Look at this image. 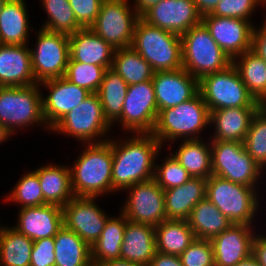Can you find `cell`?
I'll return each instance as SVG.
<instances>
[{"label":"cell","mask_w":266,"mask_h":266,"mask_svg":"<svg viewBox=\"0 0 266 266\" xmlns=\"http://www.w3.org/2000/svg\"><path fill=\"white\" fill-rule=\"evenodd\" d=\"M99 265L100 266H142L140 264L130 262L122 258L107 260Z\"/></svg>","instance_id":"obj_52"},{"label":"cell","mask_w":266,"mask_h":266,"mask_svg":"<svg viewBox=\"0 0 266 266\" xmlns=\"http://www.w3.org/2000/svg\"><path fill=\"white\" fill-rule=\"evenodd\" d=\"M17 218L11 227L33 241L54 237L63 227L62 207L53 204L20 208Z\"/></svg>","instance_id":"obj_21"},{"label":"cell","mask_w":266,"mask_h":266,"mask_svg":"<svg viewBox=\"0 0 266 266\" xmlns=\"http://www.w3.org/2000/svg\"><path fill=\"white\" fill-rule=\"evenodd\" d=\"M41 87L39 84L0 86V124L12 135L37 124L50 130L43 117Z\"/></svg>","instance_id":"obj_6"},{"label":"cell","mask_w":266,"mask_h":266,"mask_svg":"<svg viewBox=\"0 0 266 266\" xmlns=\"http://www.w3.org/2000/svg\"><path fill=\"white\" fill-rule=\"evenodd\" d=\"M112 69L128 85L152 80L155 73L150 64L131 46L115 49Z\"/></svg>","instance_id":"obj_37"},{"label":"cell","mask_w":266,"mask_h":266,"mask_svg":"<svg viewBox=\"0 0 266 266\" xmlns=\"http://www.w3.org/2000/svg\"><path fill=\"white\" fill-rule=\"evenodd\" d=\"M130 136L119 143L114 137L112 140V193L154 178L155 160L162 145L151 133Z\"/></svg>","instance_id":"obj_1"},{"label":"cell","mask_w":266,"mask_h":266,"mask_svg":"<svg viewBox=\"0 0 266 266\" xmlns=\"http://www.w3.org/2000/svg\"><path fill=\"white\" fill-rule=\"evenodd\" d=\"M235 266H259V265L256 259L252 255H250L245 260L238 262Z\"/></svg>","instance_id":"obj_53"},{"label":"cell","mask_w":266,"mask_h":266,"mask_svg":"<svg viewBox=\"0 0 266 266\" xmlns=\"http://www.w3.org/2000/svg\"><path fill=\"white\" fill-rule=\"evenodd\" d=\"M90 266H100V265H96V264H93V263H92Z\"/></svg>","instance_id":"obj_57"},{"label":"cell","mask_w":266,"mask_h":266,"mask_svg":"<svg viewBox=\"0 0 266 266\" xmlns=\"http://www.w3.org/2000/svg\"><path fill=\"white\" fill-rule=\"evenodd\" d=\"M158 106L152 80L128 86L121 117L117 120L128 133H152Z\"/></svg>","instance_id":"obj_13"},{"label":"cell","mask_w":266,"mask_h":266,"mask_svg":"<svg viewBox=\"0 0 266 266\" xmlns=\"http://www.w3.org/2000/svg\"><path fill=\"white\" fill-rule=\"evenodd\" d=\"M131 47L150 64L154 72L182 68L181 36L150 25L141 17L135 25Z\"/></svg>","instance_id":"obj_4"},{"label":"cell","mask_w":266,"mask_h":266,"mask_svg":"<svg viewBox=\"0 0 266 266\" xmlns=\"http://www.w3.org/2000/svg\"><path fill=\"white\" fill-rule=\"evenodd\" d=\"M202 22L209 30L211 37L231 59L251 50L254 23L211 14L202 16Z\"/></svg>","instance_id":"obj_16"},{"label":"cell","mask_w":266,"mask_h":266,"mask_svg":"<svg viewBox=\"0 0 266 266\" xmlns=\"http://www.w3.org/2000/svg\"><path fill=\"white\" fill-rule=\"evenodd\" d=\"M251 51L266 62V31L261 26H254Z\"/></svg>","instance_id":"obj_47"},{"label":"cell","mask_w":266,"mask_h":266,"mask_svg":"<svg viewBox=\"0 0 266 266\" xmlns=\"http://www.w3.org/2000/svg\"><path fill=\"white\" fill-rule=\"evenodd\" d=\"M126 223L127 219L122 213L116 217L110 216L100 237L91 247L93 264L99 265L107 260L120 258Z\"/></svg>","instance_id":"obj_34"},{"label":"cell","mask_w":266,"mask_h":266,"mask_svg":"<svg viewBox=\"0 0 266 266\" xmlns=\"http://www.w3.org/2000/svg\"><path fill=\"white\" fill-rule=\"evenodd\" d=\"M156 252L155 227L127 220L120 258L149 266Z\"/></svg>","instance_id":"obj_24"},{"label":"cell","mask_w":266,"mask_h":266,"mask_svg":"<svg viewBox=\"0 0 266 266\" xmlns=\"http://www.w3.org/2000/svg\"><path fill=\"white\" fill-rule=\"evenodd\" d=\"M70 59L85 64L112 68L115 48L90 28H82L69 35Z\"/></svg>","instance_id":"obj_23"},{"label":"cell","mask_w":266,"mask_h":266,"mask_svg":"<svg viewBox=\"0 0 266 266\" xmlns=\"http://www.w3.org/2000/svg\"><path fill=\"white\" fill-rule=\"evenodd\" d=\"M95 202L96 197H74L62 207L63 226L74 231L90 247L110 218Z\"/></svg>","instance_id":"obj_15"},{"label":"cell","mask_w":266,"mask_h":266,"mask_svg":"<svg viewBox=\"0 0 266 266\" xmlns=\"http://www.w3.org/2000/svg\"><path fill=\"white\" fill-rule=\"evenodd\" d=\"M232 65L249 93L261 105H266V62L249 50L234 57Z\"/></svg>","instance_id":"obj_31"},{"label":"cell","mask_w":266,"mask_h":266,"mask_svg":"<svg viewBox=\"0 0 266 266\" xmlns=\"http://www.w3.org/2000/svg\"><path fill=\"white\" fill-rule=\"evenodd\" d=\"M106 69L103 66L69 61L64 77L72 84L97 93Z\"/></svg>","instance_id":"obj_41"},{"label":"cell","mask_w":266,"mask_h":266,"mask_svg":"<svg viewBox=\"0 0 266 266\" xmlns=\"http://www.w3.org/2000/svg\"><path fill=\"white\" fill-rule=\"evenodd\" d=\"M256 188L212 175L207 179L206 198L233 224L252 226L260 202Z\"/></svg>","instance_id":"obj_7"},{"label":"cell","mask_w":266,"mask_h":266,"mask_svg":"<svg viewBox=\"0 0 266 266\" xmlns=\"http://www.w3.org/2000/svg\"><path fill=\"white\" fill-rule=\"evenodd\" d=\"M199 92L209 110L224 108H259L261 104L249 93L233 65L199 80Z\"/></svg>","instance_id":"obj_9"},{"label":"cell","mask_w":266,"mask_h":266,"mask_svg":"<svg viewBox=\"0 0 266 266\" xmlns=\"http://www.w3.org/2000/svg\"><path fill=\"white\" fill-rule=\"evenodd\" d=\"M152 83L158 112L186 102L199 92V81L183 68L155 72Z\"/></svg>","instance_id":"obj_19"},{"label":"cell","mask_w":266,"mask_h":266,"mask_svg":"<svg viewBox=\"0 0 266 266\" xmlns=\"http://www.w3.org/2000/svg\"><path fill=\"white\" fill-rule=\"evenodd\" d=\"M161 0H134V10L141 17L147 10H149L152 6L159 3Z\"/></svg>","instance_id":"obj_51"},{"label":"cell","mask_w":266,"mask_h":266,"mask_svg":"<svg viewBox=\"0 0 266 266\" xmlns=\"http://www.w3.org/2000/svg\"><path fill=\"white\" fill-rule=\"evenodd\" d=\"M149 266H183L180 256L156 252Z\"/></svg>","instance_id":"obj_49"},{"label":"cell","mask_w":266,"mask_h":266,"mask_svg":"<svg viewBox=\"0 0 266 266\" xmlns=\"http://www.w3.org/2000/svg\"><path fill=\"white\" fill-rule=\"evenodd\" d=\"M129 191L121 213L127 220L156 227L166 218L164 190L154 179L136 183Z\"/></svg>","instance_id":"obj_14"},{"label":"cell","mask_w":266,"mask_h":266,"mask_svg":"<svg viewBox=\"0 0 266 266\" xmlns=\"http://www.w3.org/2000/svg\"><path fill=\"white\" fill-rule=\"evenodd\" d=\"M129 0H104L95 22L89 27L113 48L130 47L140 18Z\"/></svg>","instance_id":"obj_12"},{"label":"cell","mask_w":266,"mask_h":266,"mask_svg":"<svg viewBox=\"0 0 266 266\" xmlns=\"http://www.w3.org/2000/svg\"><path fill=\"white\" fill-rule=\"evenodd\" d=\"M176 152L171 153L192 178H210L211 143L204 140H183Z\"/></svg>","instance_id":"obj_29"},{"label":"cell","mask_w":266,"mask_h":266,"mask_svg":"<svg viewBox=\"0 0 266 266\" xmlns=\"http://www.w3.org/2000/svg\"><path fill=\"white\" fill-rule=\"evenodd\" d=\"M263 5L266 6V2H265V1L263 2L262 6H263ZM261 27L266 31V18L264 19V21H263Z\"/></svg>","instance_id":"obj_55"},{"label":"cell","mask_w":266,"mask_h":266,"mask_svg":"<svg viewBox=\"0 0 266 266\" xmlns=\"http://www.w3.org/2000/svg\"><path fill=\"white\" fill-rule=\"evenodd\" d=\"M197 239L211 240L233 223L207 198L201 200L187 219Z\"/></svg>","instance_id":"obj_30"},{"label":"cell","mask_w":266,"mask_h":266,"mask_svg":"<svg viewBox=\"0 0 266 266\" xmlns=\"http://www.w3.org/2000/svg\"><path fill=\"white\" fill-rule=\"evenodd\" d=\"M207 179L191 178L180 186L164 190L166 218L187 220L191 210L206 198Z\"/></svg>","instance_id":"obj_25"},{"label":"cell","mask_w":266,"mask_h":266,"mask_svg":"<svg viewBox=\"0 0 266 266\" xmlns=\"http://www.w3.org/2000/svg\"><path fill=\"white\" fill-rule=\"evenodd\" d=\"M183 266H215L210 240L195 239L180 255Z\"/></svg>","instance_id":"obj_43"},{"label":"cell","mask_w":266,"mask_h":266,"mask_svg":"<svg viewBox=\"0 0 266 266\" xmlns=\"http://www.w3.org/2000/svg\"><path fill=\"white\" fill-rule=\"evenodd\" d=\"M251 255L256 259L259 266H266V234H256L252 241Z\"/></svg>","instance_id":"obj_48"},{"label":"cell","mask_w":266,"mask_h":266,"mask_svg":"<svg viewBox=\"0 0 266 266\" xmlns=\"http://www.w3.org/2000/svg\"><path fill=\"white\" fill-rule=\"evenodd\" d=\"M35 48H29L31 67L37 84L64 77L70 59L69 35L38 30Z\"/></svg>","instance_id":"obj_11"},{"label":"cell","mask_w":266,"mask_h":266,"mask_svg":"<svg viewBox=\"0 0 266 266\" xmlns=\"http://www.w3.org/2000/svg\"><path fill=\"white\" fill-rule=\"evenodd\" d=\"M112 127L105 118L99 96L97 93H91L77 107L63 116L50 130L74 137L80 142L82 141V144H89L108 141L109 138L105 139L104 136L111 131Z\"/></svg>","instance_id":"obj_8"},{"label":"cell","mask_w":266,"mask_h":266,"mask_svg":"<svg viewBox=\"0 0 266 266\" xmlns=\"http://www.w3.org/2000/svg\"><path fill=\"white\" fill-rule=\"evenodd\" d=\"M33 171L38 175L44 201L47 204L63 207L75 197L68 165L47 164Z\"/></svg>","instance_id":"obj_27"},{"label":"cell","mask_w":266,"mask_h":266,"mask_svg":"<svg viewBox=\"0 0 266 266\" xmlns=\"http://www.w3.org/2000/svg\"><path fill=\"white\" fill-rule=\"evenodd\" d=\"M11 135L12 134L0 124V145L10 139L12 137Z\"/></svg>","instance_id":"obj_54"},{"label":"cell","mask_w":266,"mask_h":266,"mask_svg":"<svg viewBox=\"0 0 266 266\" xmlns=\"http://www.w3.org/2000/svg\"><path fill=\"white\" fill-rule=\"evenodd\" d=\"M258 108H224L210 111L214 133L210 140L244 142Z\"/></svg>","instance_id":"obj_26"},{"label":"cell","mask_w":266,"mask_h":266,"mask_svg":"<svg viewBox=\"0 0 266 266\" xmlns=\"http://www.w3.org/2000/svg\"><path fill=\"white\" fill-rule=\"evenodd\" d=\"M33 240L14 228L0 230V266H30Z\"/></svg>","instance_id":"obj_36"},{"label":"cell","mask_w":266,"mask_h":266,"mask_svg":"<svg viewBox=\"0 0 266 266\" xmlns=\"http://www.w3.org/2000/svg\"><path fill=\"white\" fill-rule=\"evenodd\" d=\"M157 252L180 256L196 239L187 220H164L155 227Z\"/></svg>","instance_id":"obj_33"},{"label":"cell","mask_w":266,"mask_h":266,"mask_svg":"<svg viewBox=\"0 0 266 266\" xmlns=\"http://www.w3.org/2000/svg\"><path fill=\"white\" fill-rule=\"evenodd\" d=\"M55 266H90L91 247L64 226L54 236Z\"/></svg>","instance_id":"obj_32"},{"label":"cell","mask_w":266,"mask_h":266,"mask_svg":"<svg viewBox=\"0 0 266 266\" xmlns=\"http://www.w3.org/2000/svg\"><path fill=\"white\" fill-rule=\"evenodd\" d=\"M209 141L213 175L249 187H257L256 184L264 172L249 156L243 142Z\"/></svg>","instance_id":"obj_10"},{"label":"cell","mask_w":266,"mask_h":266,"mask_svg":"<svg viewBox=\"0 0 266 266\" xmlns=\"http://www.w3.org/2000/svg\"><path fill=\"white\" fill-rule=\"evenodd\" d=\"M39 85L49 91L45 97L42 96L43 117L49 129L91 94L65 77L47 80Z\"/></svg>","instance_id":"obj_18"},{"label":"cell","mask_w":266,"mask_h":266,"mask_svg":"<svg viewBox=\"0 0 266 266\" xmlns=\"http://www.w3.org/2000/svg\"><path fill=\"white\" fill-rule=\"evenodd\" d=\"M25 0H7L0 13V44L27 45L29 18Z\"/></svg>","instance_id":"obj_28"},{"label":"cell","mask_w":266,"mask_h":266,"mask_svg":"<svg viewBox=\"0 0 266 266\" xmlns=\"http://www.w3.org/2000/svg\"><path fill=\"white\" fill-rule=\"evenodd\" d=\"M54 237L33 242L30 266H55Z\"/></svg>","instance_id":"obj_46"},{"label":"cell","mask_w":266,"mask_h":266,"mask_svg":"<svg viewBox=\"0 0 266 266\" xmlns=\"http://www.w3.org/2000/svg\"><path fill=\"white\" fill-rule=\"evenodd\" d=\"M252 229L251 225L232 224L211 239L215 266H235L248 258L252 253L255 236Z\"/></svg>","instance_id":"obj_20"},{"label":"cell","mask_w":266,"mask_h":266,"mask_svg":"<svg viewBox=\"0 0 266 266\" xmlns=\"http://www.w3.org/2000/svg\"><path fill=\"white\" fill-rule=\"evenodd\" d=\"M41 3L48 15L42 29L70 35L83 28L77 22L68 0H41Z\"/></svg>","instance_id":"obj_38"},{"label":"cell","mask_w":266,"mask_h":266,"mask_svg":"<svg viewBox=\"0 0 266 266\" xmlns=\"http://www.w3.org/2000/svg\"><path fill=\"white\" fill-rule=\"evenodd\" d=\"M77 22L83 28H89L99 14L104 0H68Z\"/></svg>","instance_id":"obj_45"},{"label":"cell","mask_w":266,"mask_h":266,"mask_svg":"<svg viewBox=\"0 0 266 266\" xmlns=\"http://www.w3.org/2000/svg\"><path fill=\"white\" fill-rule=\"evenodd\" d=\"M182 68L198 81L232 65V59L219 47L204 23L181 35Z\"/></svg>","instance_id":"obj_5"},{"label":"cell","mask_w":266,"mask_h":266,"mask_svg":"<svg viewBox=\"0 0 266 266\" xmlns=\"http://www.w3.org/2000/svg\"><path fill=\"white\" fill-rule=\"evenodd\" d=\"M263 2L264 0H220L211 15L249 21L255 8Z\"/></svg>","instance_id":"obj_44"},{"label":"cell","mask_w":266,"mask_h":266,"mask_svg":"<svg viewBox=\"0 0 266 266\" xmlns=\"http://www.w3.org/2000/svg\"><path fill=\"white\" fill-rule=\"evenodd\" d=\"M5 197L4 201L18 203L21 208L47 204L44 201L38 175L34 171L22 175L12 191L9 192V195Z\"/></svg>","instance_id":"obj_40"},{"label":"cell","mask_w":266,"mask_h":266,"mask_svg":"<svg viewBox=\"0 0 266 266\" xmlns=\"http://www.w3.org/2000/svg\"><path fill=\"white\" fill-rule=\"evenodd\" d=\"M29 45L0 44V86H30L37 84Z\"/></svg>","instance_id":"obj_22"},{"label":"cell","mask_w":266,"mask_h":266,"mask_svg":"<svg viewBox=\"0 0 266 266\" xmlns=\"http://www.w3.org/2000/svg\"><path fill=\"white\" fill-rule=\"evenodd\" d=\"M249 156L262 170L266 169V105H261L253 115L243 142Z\"/></svg>","instance_id":"obj_39"},{"label":"cell","mask_w":266,"mask_h":266,"mask_svg":"<svg viewBox=\"0 0 266 266\" xmlns=\"http://www.w3.org/2000/svg\"><path fill=\"white\" fill-rule=\"evenodd\" d=\"M128 84L112 68L106 69L97 91L107 121L113 125L121 117Z\"/></svg>","instance_id":"obj_35"},{"label":"cell","mask_w":266,"mask_h":266,"mask_svg":"<svg viewBox=\"0 0 266 266\" xmlns=\"http://www.w3.org/2000/svg\"><path fill=\"white\" fill-rule=\"evenodd\" d=\"M210 125V110L200 92L190 100L158 112L152 135L163 146L167 141L199 140Z\"/></svg>","instance_id":"obj_3"},{"label":"cell","mask_w":266,"mask_h":266,"mask_svg":"<svg viewBox=\"0 0 266 266\" xmlns=\"http://www.w3.org/2000/svg\"><path fill=\"white\" fill-rule=\"evenodd\" d=\"M220 0H194L197 12L204 16L211 14Z\"/></svg>","instance_id":"obj_50"},{"label":"cell","mask_w":266,"mask_h":266,"mask_svg":"<svg viewBox=\"0 0 266 266\" xmlns=\"http://www.w3.org/2000/svg\"><path fill=\"white\" fill-rule=\"evenodd\" d=\"M70 168L75 197H100L112 192V140L89 143Z\"/></svg>","instance_id":"obj_2"},{"label":"cell","mask_w":266,"mask_h":266,"mask_svg":"<svg viewBox=\"0 0 266 266\" xmlns=\"http://www.w3.org/2000/svg\"><path fill=\"white\" fill-rule=\"evenodd\" d=\"M7 2V0H0V13L2 11V8L4 6V4Z\"/></svg>","instance_id":"obj_56"},{"label":"cell","mask_w":266,"mask_h":266,"mask_svg":"<svg viewBox=\"0 0 266 266\" xmlns=\"http://www.w3.org/2000/svg\"><path fill=\"white\" fill-rule=\"evenodd\" d=\"M161 165L155 164L154 180L163 189L182 185L192 177L170 153Z\"/></svg>","instance_id":"obj_42"},{"label":"cell","mask_w":266,"mask_h":266,"mask_svg":"<svg viewBox=\"0 0 266 266\" xmlns=\"http://www.w3.org/2000/svg\"><path fill=\"white\" fill-rule=\"evenodd\" d=\"M141 18L150 25L180 36L202 21L194 0H161Z\"/></svg>","instance_id":"obj_17"}]
</instances>
